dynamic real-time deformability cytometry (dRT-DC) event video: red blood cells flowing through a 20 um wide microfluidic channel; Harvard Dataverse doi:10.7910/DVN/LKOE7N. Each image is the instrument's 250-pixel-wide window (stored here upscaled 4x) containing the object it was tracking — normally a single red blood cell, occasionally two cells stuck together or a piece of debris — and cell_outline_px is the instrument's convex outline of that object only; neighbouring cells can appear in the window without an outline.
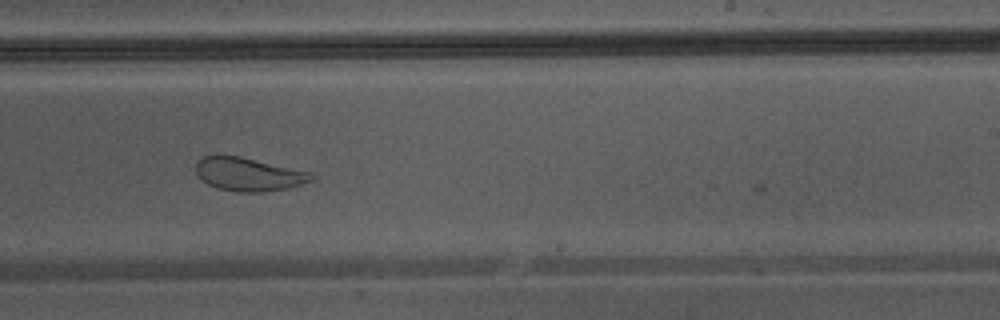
{"species": "Egyptian fruit bat (a non-hibernating species)", "species_latin": "Rousettus aegyptiacus", "temperature_condition": "warm", "stored_images_in_passage": 30, "camera_frame_rate_fps": 3000, "um_per_image_px": 0.085, "animal": {"sex": "male"}, "frame": {"image": 1, "passage_image": 17, "time_ms": 5.333, "image_size_px": [1000, 320], "cell_outline_px": [[316, 176], [312, 180], [288, 188], [260, 192], [236, 192], [216, 188], [200, 180], [196, 172], [196, 164], [204, 156], [220, 152], [240, 156], [308, 172]], "centroid_in_image_um": [21.04, 14.79], "position_along_channel_um": 268.0, "area_um2": 22.66}}